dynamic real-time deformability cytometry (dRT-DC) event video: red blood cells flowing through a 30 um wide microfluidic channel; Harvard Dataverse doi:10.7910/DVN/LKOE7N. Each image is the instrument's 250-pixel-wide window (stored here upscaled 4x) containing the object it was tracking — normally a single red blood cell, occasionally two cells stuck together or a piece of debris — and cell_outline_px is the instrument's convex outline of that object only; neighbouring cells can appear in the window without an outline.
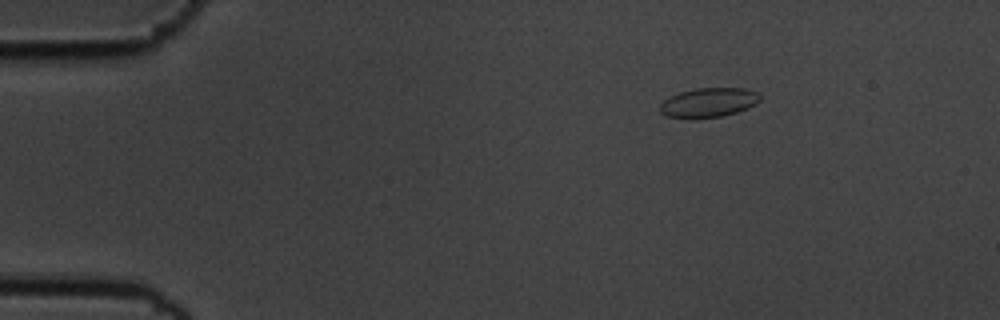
{"species": "common noctule bat (a hibernating species)", "species_latin": "Nyctalus noctula", "temperature_condition": "cold", "stored_images_in_passage": 49, "camera_frame_rate_fps": 3000, "um_per_image_px": 0.085, "animal": {"sex": "male", "body_mass_g": 19.5, "forearm_length_mm": 54.6}, "frame": {"image": 1, "passage_image": 2, "time_ms": 0.333, "image_size_px": [1000, 320], "cell_outline_px": [[760, 100], [756, 104], [748, 108], [736, 112], [720, 116], [664, 116], [660, 112], [660, 104], [664, 100], [680, 92], [696, 88], [744, 88], [756, 92], [760, 96]], "centroid_in_image_um": [60.26, 8.68], "position_along_channel_um": 24.7, "area_um2": 16.53}}
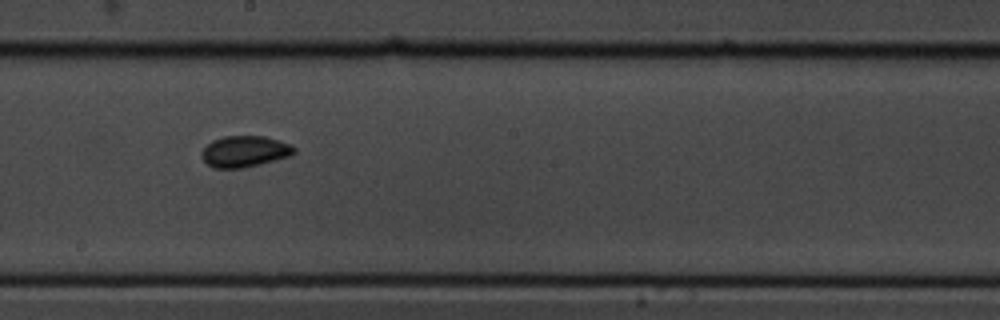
{"frame": {"image": 2, "passage_image": 25, "time_ms": 8.0, "image_size_px": [1000, 320], "cell_outline_px": [[296, 152], [292, 156], [244, 168], [212, 168], [200, 156], [200, 152], [212, 140], [224, 136], [264, 136], [292, 144], [296, 148]], "centroid_in_image_um": [20.82, 12.87], "position_along_channel_um": 227.4, "area_um2": 17.05}}
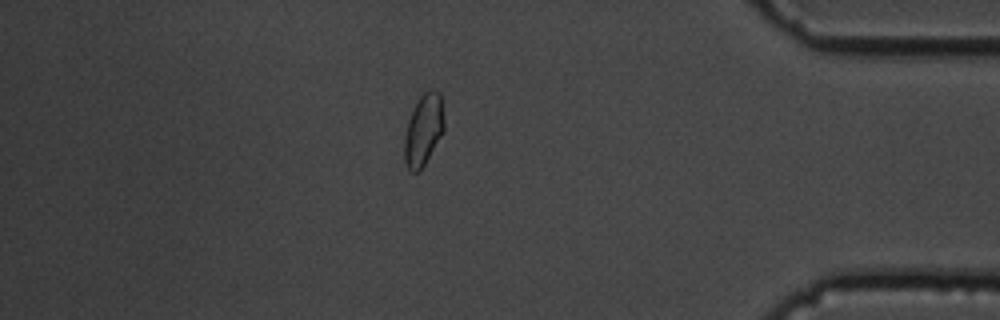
{"frame": {"image": 3, "passage_image": 42, "time_ms": 13.667, "image_size_px": [1000, 320], "cell_outline_px": [[444, 132], [420, 172], [412, 172], [404, 164], [404, 140], [408, 120], [420, 96], [424, 92], [432, 88], [440, 92], [444, 120]], "centroid_in_image_um": [36.0, 11.06], "position_along_channel_um": 399.2, "area_um2": 16.7}, "authors_computed_cell_mechanics": {"area_um2": 16.6464, "velocity_mm_per_s": 3.6034, "shape_relaxation_time_tau1_ms": 2.291, "shape_relaxation_time_tau2_ms": null, "deformation_change_tau1": 0.0526, "deformation_change_tau2": null}}